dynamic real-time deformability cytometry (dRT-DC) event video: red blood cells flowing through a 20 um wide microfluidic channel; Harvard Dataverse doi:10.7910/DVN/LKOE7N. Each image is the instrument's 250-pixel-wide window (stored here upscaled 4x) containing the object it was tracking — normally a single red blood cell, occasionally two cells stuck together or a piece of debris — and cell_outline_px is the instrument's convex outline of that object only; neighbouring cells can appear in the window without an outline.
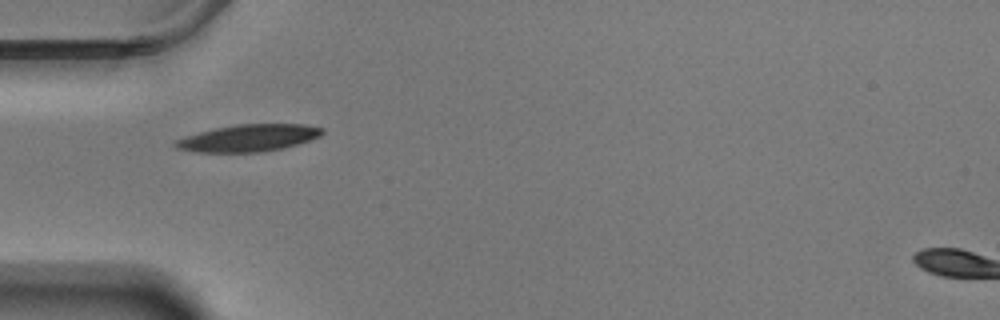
{"species": "Egyptian fruit bat (a non-hibernating species)", "species_latin": "Rousettus aegyptiacus", "temperature_condition": "warm", "stored_images_in_passage": 18, "camera_frame_rate_fps": 3000, "um_per_image_px": 0.085, "animal": {"sex": "male"}, "frame": {"image": 1, "passage_image": 1, "time_ms": 0.0, "image_size_px": [1000, 320], "cell_outline_px": [[324, 132], [320, 136], [296, 144], [280, 148], [260, 152], [196, 152], [176, 148], [172, 144], [176, 140], [184, 136], [216, 128], [236, 124], [304, 124], [324, 128]], "centroid_in_image_um": [21.1, 11.72], "position_along_channel_um": 63.9, "area_um2": 22.95}}
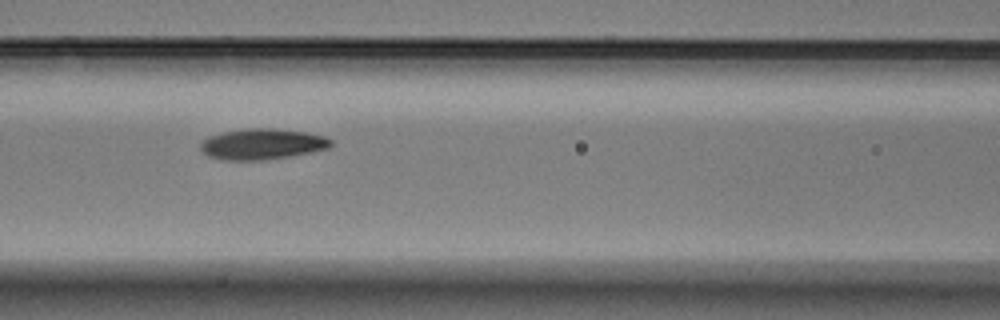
{"frame": {"image": 2, "passage_image": 8, "time_ms": 2.333, "image_size_px": [1000, 320], "cell_outline_px": [[332, 144], [328, 148], [288, 156], [264, 160], [224, 160], [208, 156], [200, 148], [200, 144], [208, 136], [224, 132], [248, 128], [276, 128], [304, 132], [324, 136], [332, 140]], "centroid_in_image_um": [22.26, 12.24], "position_along_channel_um": 144.3, "area_um2": 23.18}}
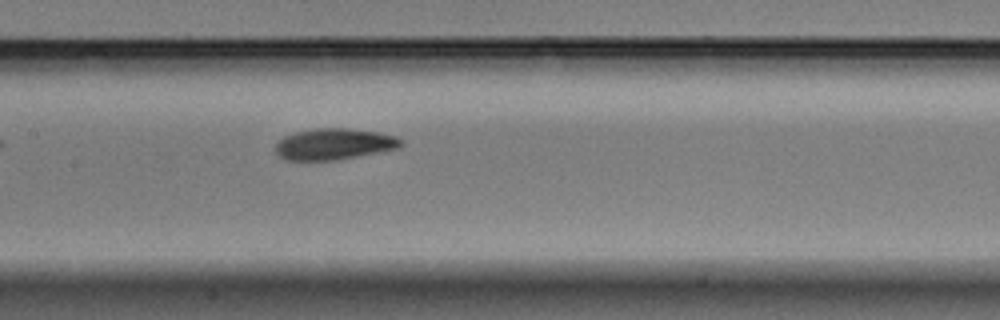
{"frame": {"image": 3, "passage_image": 11, "time_ms": 3.333, "image_size_px": [1000, 320], "cell_outline_px": [[404, 144], [396, 148], [336, 160], [284, 160], [276, 152], [276, 144], [284, 136], [296, 132], [316, 128], [348, 128], [380, 132], [396, 136], [404, 140]], "centroid_in_image_um": [28.41, 12.23], "position_along_channel_um": 179.0, "area_um2": 22.72}}